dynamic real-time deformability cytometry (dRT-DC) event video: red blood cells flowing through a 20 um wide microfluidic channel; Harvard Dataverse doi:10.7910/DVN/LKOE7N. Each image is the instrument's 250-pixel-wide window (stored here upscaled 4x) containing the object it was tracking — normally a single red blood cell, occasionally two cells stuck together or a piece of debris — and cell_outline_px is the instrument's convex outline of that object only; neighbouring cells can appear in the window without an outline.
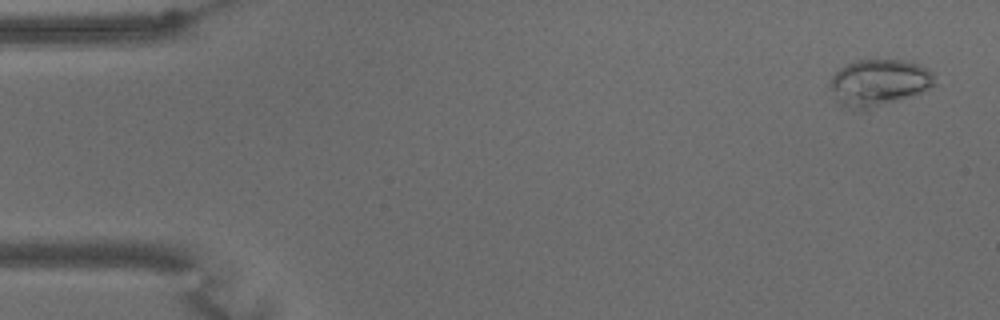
{"species": "common noctule bat (a hibernating species)", "species_latin": "Nyctalus noctula", "temperature_condition": "warm", "stored_images_in_passage": 34, "camera_frame_rate_fps": 3000, "um_per_image_px": 0.085, "animal": {"sex": "male", "body_mass_g": 15.6}, "frame": {"image": 1, "passage_image": 3, "time_ms": 0.667, "image_size_px": [1000, 320], "cell_outline_px": [[936, 84], [920, 92], [868, 112], [860, 112], [836, 104], [828, 88], [828, 84], [832, 76], [840, 68], [856, 60], [904, 60], [916, 64], [932, 72]], "centroid_in_image_um": [74.6, 7.09], "position_along_channel_um": 10.4, "area_um2": 29.07}}
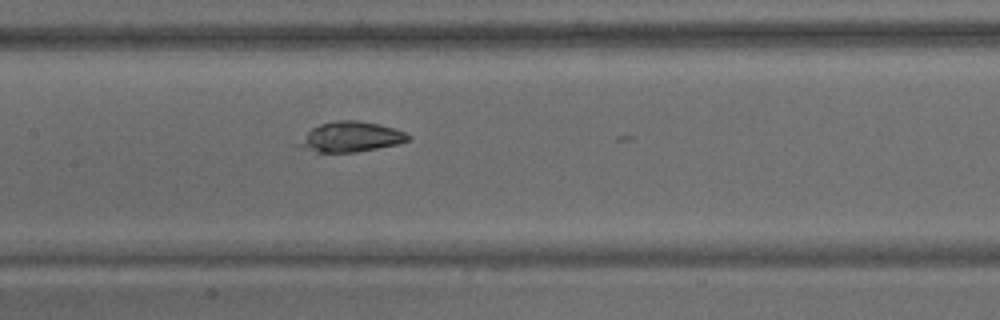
{"frame": {"image": 2, "passage_image": 29, "time_ms": 9.333, "image_size_px": [1000, 320], "cell_outline_px": [[412, 136], [408, 140], [396, 144], [356, 152], [316, 152], [296, 144], [312, 128], [320, 124], [336, 120], [356, 120], [376, 124], [392, 128], [404, 132]], "centroid_in_image_um": [29.81, 11.63], "position_along_channel_um": 177.6, "area_um2": 18.73}}
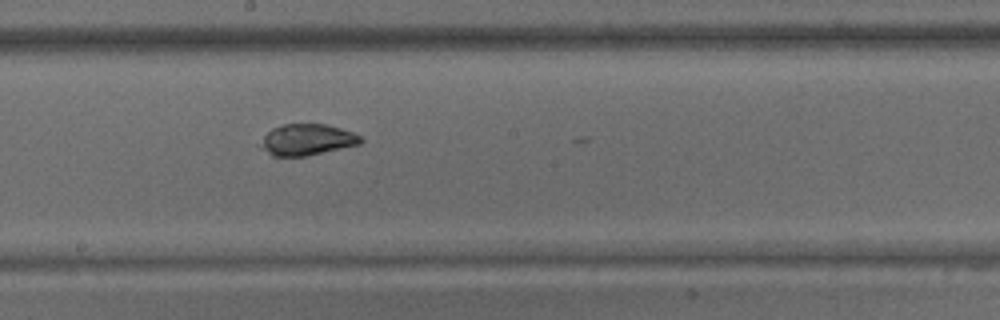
{"frame": {"image": 3, "passage_image": 33, "time_ms": 10.667, "image_size_px": [1000, 320], "cell_outline_px": [[364, 140], [360, 144], [308, 156], [272, 156], [260, 148], [256, 144], [272, 128], [284, 124], [324, 124], [340, 128], [352, 132], [360, 136]], "centroid_in_image_um": [26.05, 11.89], "position_along_channel_um": 222.1, "area_um2": 18.38}}